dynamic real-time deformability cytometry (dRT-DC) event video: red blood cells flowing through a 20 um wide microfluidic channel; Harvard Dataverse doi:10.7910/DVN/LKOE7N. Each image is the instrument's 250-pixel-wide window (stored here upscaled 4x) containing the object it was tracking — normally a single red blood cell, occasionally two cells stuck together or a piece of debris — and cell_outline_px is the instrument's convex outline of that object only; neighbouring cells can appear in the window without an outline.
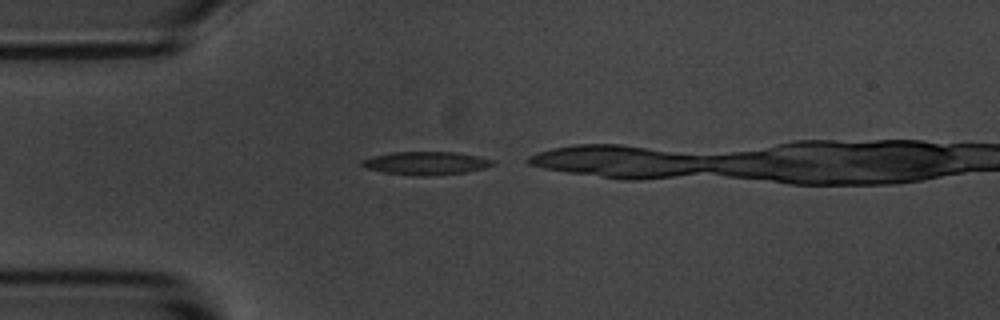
{"species": "common noctule bat (a hibernating species)", "species_latin": "Nyctalus noctula", "temperature_condition": "room temperature", "stored_images_in_passage": 9, "camera_frame_rate_fps": 3000, "um_per_image_px": 0.085, "animal": {"sex": "male", "body_mass_g": 20.1, "forearm_length_mm": 53.5}, "frame": {"image": 1, "passage_image": 1, "time_ms": 0.0, "image_size_px": [1000, 320], "cell_outline_px": [[496, 164], [484, 168], [464, 172], [428, 176], [412, 176], [384, 172], [368, 168], [360, 164], [360, 160], [372, 156], [392, 152], [452, 152], [476, 156], [492, 160]], "centroid_in_image_um": [36.16, 13.87], "position_along_channel_um": 48.8, "area_um2": 17.51}}
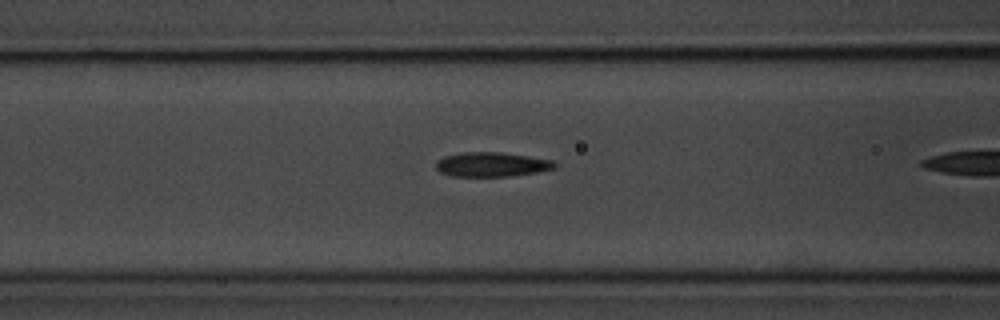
{"frame": {"image": 2, "passage_image": 8, "time_ms": 2.333, "image_size_px": [1000, 320], "cell_outline_px": [[560, 164], [556, 168], [536, 172], [512, 176], [452, 176], [440, 172], [436, 168], [436, 160], [444, 156], [464, 152], [500, 152], [528, 156], [552, 160]], "centroid_in_image_um": [41.81, 13.97], "position_along_channel_um": 124.8, "area_um2": 16.99}}